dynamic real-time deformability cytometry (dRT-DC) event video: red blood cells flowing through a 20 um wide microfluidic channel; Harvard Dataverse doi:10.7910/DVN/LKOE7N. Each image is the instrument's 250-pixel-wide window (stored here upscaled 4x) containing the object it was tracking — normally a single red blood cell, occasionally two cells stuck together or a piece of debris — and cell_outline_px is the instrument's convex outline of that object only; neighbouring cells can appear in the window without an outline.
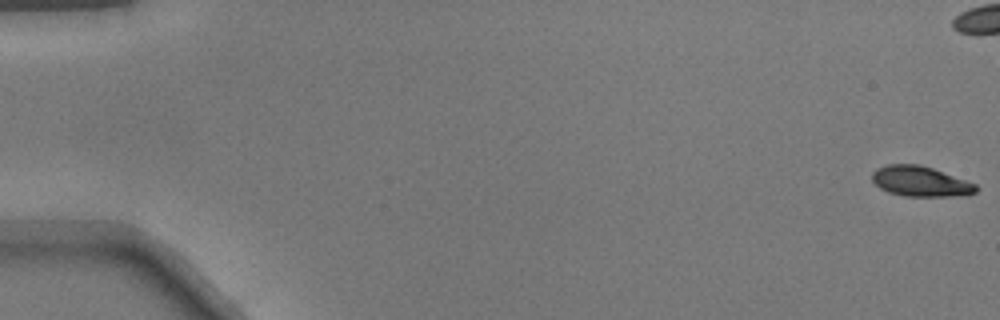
{"species": "common noctule bat (a hibernating species)", "species_latin": "Nyctalus noctula", "temperature_condition": "warm", "stored_images_in_passage": 52, "camera_frame_rate_fps": 3000, "um_per_image_px": 0.085, "animal": {"sex": "male", "body_mass_g": 17.9}, "frame": {"image": 1, "passage_image": 1, "time_ms": 0.0, "image_size_px": [1000, 320], "cell_outline_px": [[980, 188], [976, 192], [968, 196], [904, 196], [888, 192], [880, 188], [872, 180], [872, 172], [876, 168], [888, 164], [920, 164], [932, 168], [976, 184]], "centroid_in_image_um": [78.25, 15.42], "position_along_channel_um": 6.7, "area_um2": 18.44}}
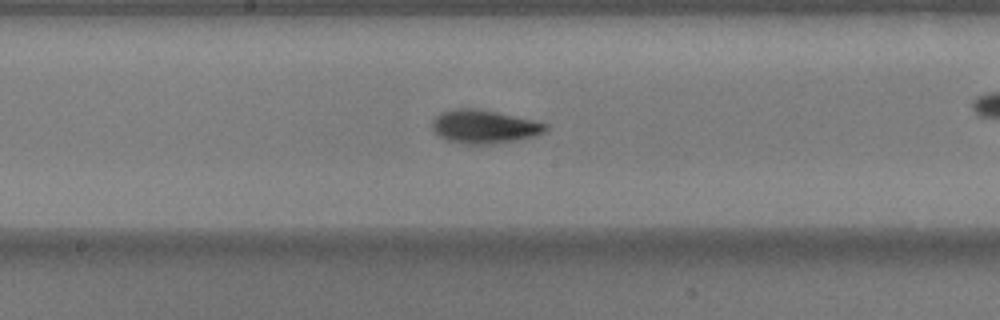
{"frame": {"image": 2, "passage_image": 28, "time_ms": 9.0, "image_size_px": [1000, 320], "cell_outline_px": [[548, 128], [544, 132], [536, 136], [516, 140], [492, 144], [464, 144], [448, 140], [436, 136], [432, 132], [432, 120], [440, 112], [452, 108], [476, 108], [496, 112], [532, 120], [548, 124]], "centroid_in_image_um": [41.1, 10.76], "position_along_channel_um": 207.1, "area_um2": 22.31}}
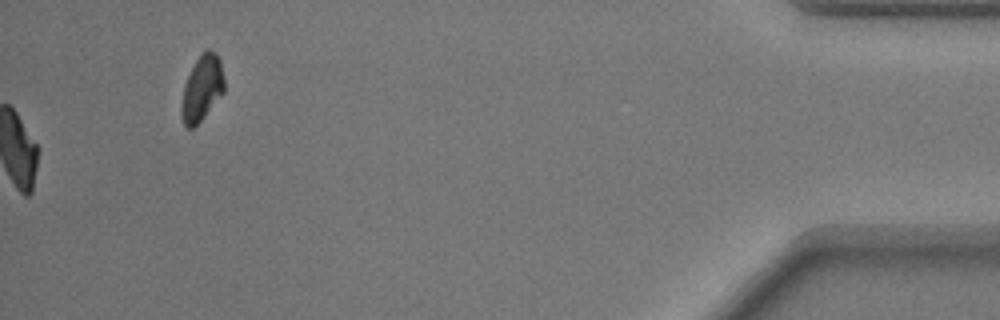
{"frame": {"image": 3, "passage_image": 52, "time_ms": 17.0, "image_size_px": [1000, 320], "cell_outline_px": [[224, 92], [204, 116], [192, 128], [188, 128], [184, 124], [180, 112], [180, 108], [184, 84], [196, 60], [208, 48], [220, 60], [224, 80]], "centroid_in_image_um": [17.15, 7.53], "position_along_channel_um": 418.0, "area_um2": 15.95}}